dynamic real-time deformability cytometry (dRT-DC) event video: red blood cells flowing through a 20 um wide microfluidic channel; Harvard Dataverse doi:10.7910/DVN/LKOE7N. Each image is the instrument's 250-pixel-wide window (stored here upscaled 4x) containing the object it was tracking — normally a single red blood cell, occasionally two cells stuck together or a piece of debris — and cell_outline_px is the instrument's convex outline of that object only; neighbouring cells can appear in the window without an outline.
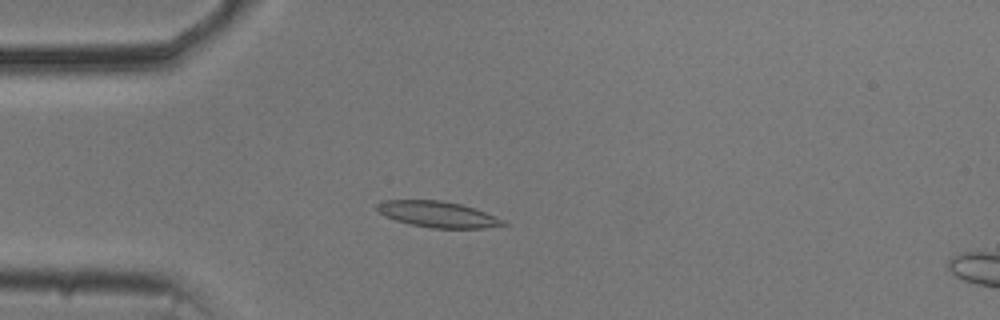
{"species": "common noctule bat (a hibernating species)", "species_latin": "Nyctalus noctula", "temperature_condition": "cold", "stored_images_in_passage": 45, "camera_frame_rate_fps": 3000, "um_per_image_px": 0.085, "animal": {"sex": "male", "body_mass_g": 20.5, "forearm_length_mm": 52.5}, "frame": {"image": 1, "passage_image": 5, "time_ms": 1.333, "image_size_px": [1000, 320], "cell_outline_px": [[508, 224], [484, 228], [432, 228], [412, 224], [396, 220], [384, 216], [376, 212], [376, 204], [388, 200], [440, 200], [460, 204], [496, 216], [504, 220]], "centroid_in_image_um": [37.18, 18.22], "position_along_channel_um": 47.8, "area_um2": 18.96}}
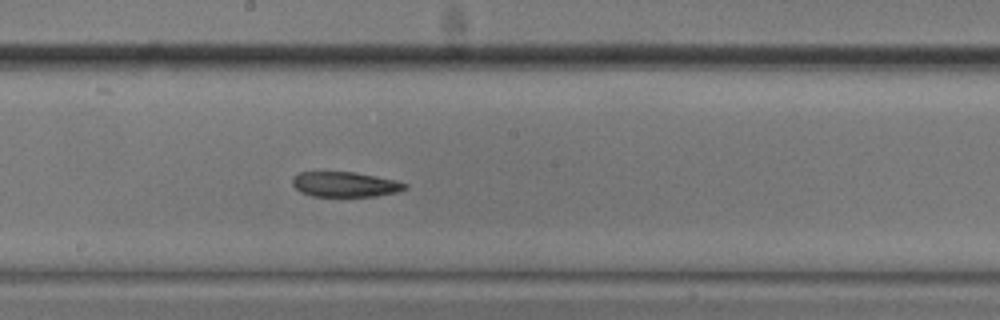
{"frame": {"image": 2, "passage_image": 20, "time_ms": 6.333, "image_size_px": [1000, 320], "cell_outline_px": [[408, 188], [396, 192], [376, 196], [312, 196], [300, 192], [292, 184], [292, 180], [300, 172], [352, 172], [396, 180], [408, 184]], "centroid_in_image_um": [29.34, 15.68], "position_along_channel_um": 218.9, "area_um2": 16.3}}
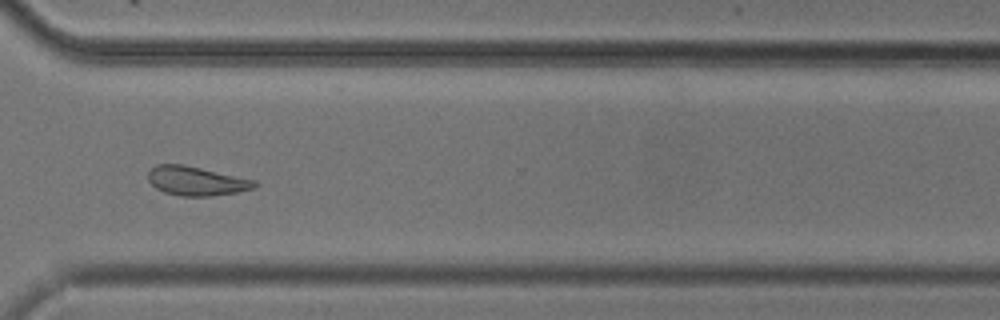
{"frame": {"image": 3, "passage_image": 31, "time_ms": 10.0, "image_size_px": [1000, 320], "cell_outline_px": [[260, 184], [252, 188], [236, 192], [208, 196], [180, 196], [164, 192], [156, 188], [148, 180], [148, 172], [156, 164], [184, 164], [256, 180]], "centroid_in_image_um": [16.68, 15.37], "position_along_channel_um": 353.9, "area_um2": 18.03}, "authors_computed_cell_mechanics": {"area_um2": 18.2648, "velocity_mm_per_s": 3.6932, "shape_relaxation_time_tau1_ms": null, "shape_relaxation_time_tau2_ms": 6.7041, "deformation_change_tau1": null, "deformation_change_tau2": 0.1521}}